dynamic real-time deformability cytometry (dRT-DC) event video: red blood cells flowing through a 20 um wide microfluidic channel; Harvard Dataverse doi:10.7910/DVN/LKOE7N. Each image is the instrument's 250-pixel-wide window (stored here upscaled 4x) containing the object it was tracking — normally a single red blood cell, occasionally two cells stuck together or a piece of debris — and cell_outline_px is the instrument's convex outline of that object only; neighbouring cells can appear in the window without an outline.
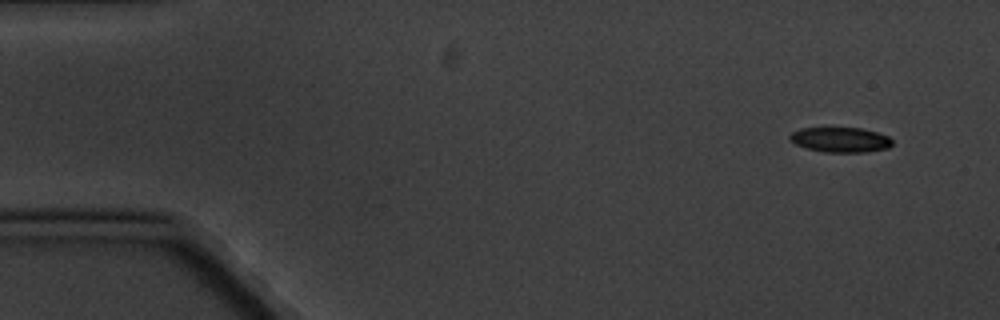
{"species": "common noctule bat (a hibernating species)", "species_latin": "Nyctalus noctula", "temperature_condition": "cold", "stored_images_in_passage": 9, "camera_frame_rate_fps": 3000, "um_per_image_px": 0.085, "animal": {"sex": "male", "body_mass_g": 20.1, "forearm_length_mm": 53.5}, "frame": {"image": 1, "passage_image": 1, "time_ms": 0.0, "image_size_px": [1000, 320], "cell_outline_px": [[892, 144], [888, 148], [864, 152], [824, 152], [808, 148], [796, 144], [788, 140], [788, 136], [792, 132], [800, 128], [860, 128], [876, 132], [888, 136], [892, 140]], "centroid_in_image_um": [71.41, 11.87], "position_along_channel_um": 13.6, "area_um2": 14.85}}
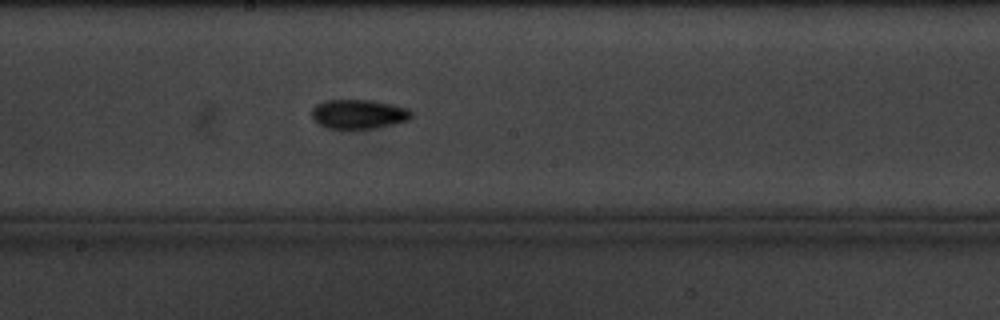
{"frame": {"image": 2, "passage_image": 9, "time_ms": 9.333, "image_size_px": [1000, 320], "cell_outline_px": [[412, 116], [408, 120], [392, 124], [372, 128], [328, 128], [320, 124], [312, 116], [312, 108], [316, 104], [324, 100], [368, 100], [408, 108], [412, 112]], "centroid_in_image_um": [30.46, 9.69], "position_along_channel_um": 217.7, "area_um2": 16.65}}